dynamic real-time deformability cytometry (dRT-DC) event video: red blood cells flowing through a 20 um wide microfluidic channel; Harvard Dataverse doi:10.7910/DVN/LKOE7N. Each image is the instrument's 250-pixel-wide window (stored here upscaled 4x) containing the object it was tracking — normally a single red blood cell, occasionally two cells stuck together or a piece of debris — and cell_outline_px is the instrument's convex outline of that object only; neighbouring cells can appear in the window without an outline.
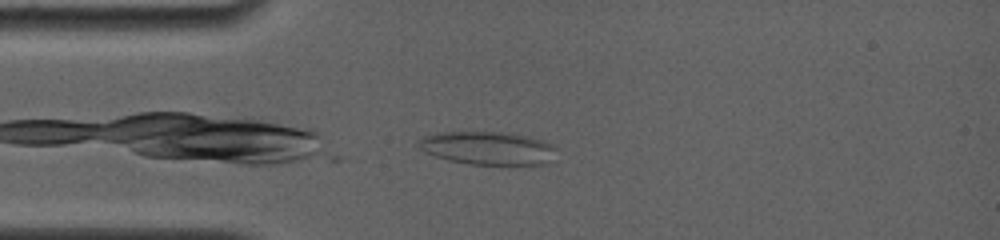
{"species": "common noctule bat (a hibernating species)", "species_latin": "Nyctalus noctula", "temperature_condition": "room temperature", "stored_images_in_passage": 5, "camera_frame_rate_fps": 4000, "um_per_image_px": 0.085, "animal": {"sex": "female", "body_mass_g": 19.0, "forearm_length_mm": 56.7}, "frame": {"image": 1, "passage_image": 3, "time_ms": 0.5, "image_size_px": [1000, 240], "cell_outline_px": [[556, 148], [548, 164], [468, 164], [448, 160], [424, 152], [420, 148], [416, 140], [420, 136], [436, 132], [500, 132], [528, 136], [544, 140], [552, 144]], "centroid_in_image_um": [41.4, 12.57], "position_along_channel_um": 43.6, "area_um2": 26.76}}